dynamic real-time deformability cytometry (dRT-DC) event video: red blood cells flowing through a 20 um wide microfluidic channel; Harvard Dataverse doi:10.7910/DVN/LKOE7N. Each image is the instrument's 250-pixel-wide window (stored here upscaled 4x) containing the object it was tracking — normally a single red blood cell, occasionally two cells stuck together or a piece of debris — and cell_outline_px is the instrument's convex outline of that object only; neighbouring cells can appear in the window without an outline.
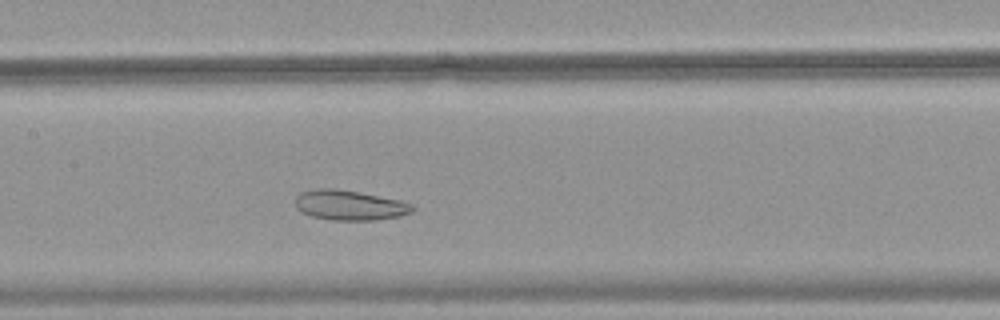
{"species": "common noctule bat (a hibernating species)", "species_latin": "Nyctalus noctula", "temperature_condition": "warm", "stored_images_in_passage": 28, "camera_frame_rate_fps": 3000, "um_per_image_px": 0.085, "animal": {"sex": "female", "body_mass_g": 18.4}, "frame": {"image": 1, "passage_image": 10, "time_ms": 3.0, "image_size_px": [1000, 320], "cell_outline_px": [[416, 208], [412, 212], [400, 216], [376, 220], [332, 220], [312, 216], [300, 212], [296, 208], [296, 196], [300, 192], [316, 188], [332, 188], [360, 192], [400, 200], [412, 204]], "centroid_in_image_um": [29.72, 17.44], "position_along_channel_um": 177.7, "area_um2": 20.63}}
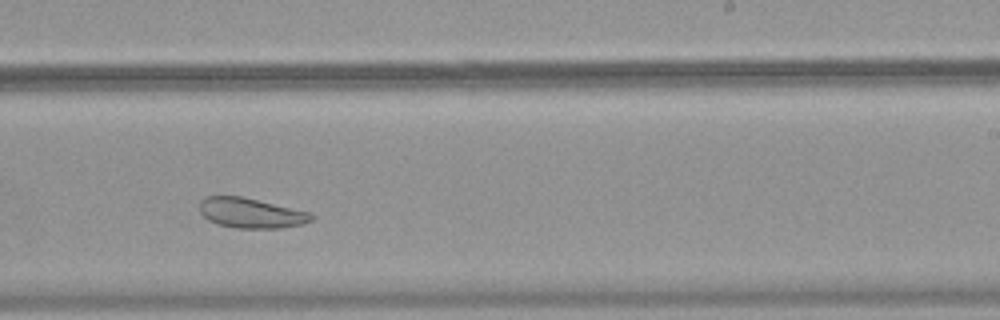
{"frame": {"image": 2, "passage_image": 17, "time_ms": 5.333, "image_size_px": [1000, 320], "cell_outline_px": [[316, 216], [312, 220], [304, 224], [280, 228], [236, 228], [216, 224], [208, 220], [200, 212], [200, 200], [204, 196], [240, 196], [312, 212]], "centroid_in_image_um": [21.36, 18.11], "position_along_channel_um": 267.6, "area_um2": 19.77}}
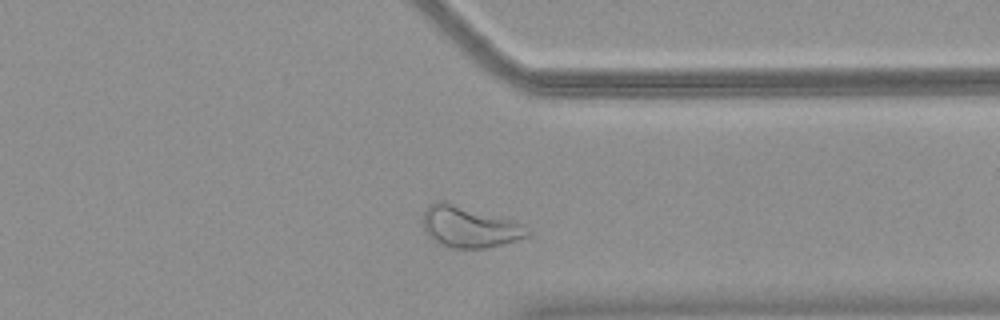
{"frame": {"image": 3, "passage_image": 25, "time_ms": 8.0, "image_size_px": [1000, 320], "cell_outline_px": [[532, 232], [528, 236], [504, 244], [488, 248], [456, 248], [444, 244], [428, 236], [424, 228], [424, 208], [428, 204], [440, 200], [524, 224]], "centroid_in_image_um": [39.91, 19.29], "position_along_channel_um": 371.5, "area_um2": 24.62}}